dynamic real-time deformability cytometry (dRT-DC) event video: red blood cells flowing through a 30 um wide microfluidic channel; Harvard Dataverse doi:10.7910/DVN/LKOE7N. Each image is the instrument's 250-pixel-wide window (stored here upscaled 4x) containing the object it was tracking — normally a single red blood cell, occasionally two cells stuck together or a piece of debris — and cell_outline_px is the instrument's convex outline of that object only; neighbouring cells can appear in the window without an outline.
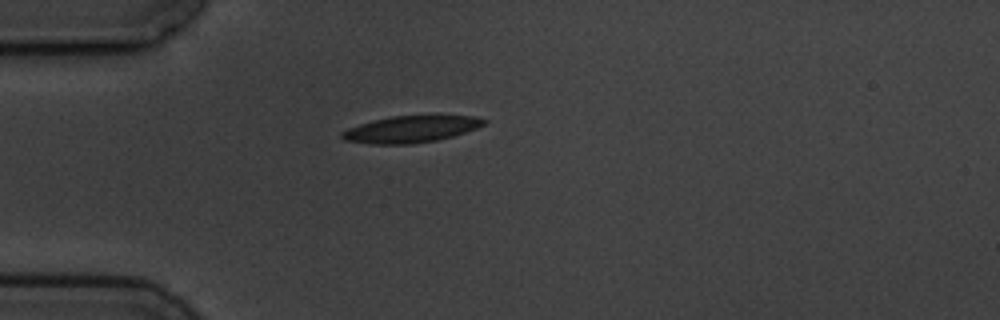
{"species": "common noctule bat (a hibernating species)", "species_latin": "Nyctalus noctula", "temperature_condition": "cold", "stored_images_in_passage": 1, "camera_frame_rate_fps": 3000, "um_per_image_px": 0.085, "animal": {"sex": "male", "body_mass_g": 19.5, "forearm_length_mm": 54.6}, "frame": {"image": 1, "passage_image": 1, "time_ms": 0.0, "image_size_px": [1000, 320], "cell_outline_px": [[488, 120], [484, 124], [476, 128], [452, 136], [436, 140], [412, 144], [372, 144], [344, 140], [340, 136], [340, 132], [348, 128], [360, 124], [392, 116], [476, 116]], "centroid_in_image_um": [34.9, 10.99], "position_along_channel_um": 50.1, "area_um2": 21.79}}